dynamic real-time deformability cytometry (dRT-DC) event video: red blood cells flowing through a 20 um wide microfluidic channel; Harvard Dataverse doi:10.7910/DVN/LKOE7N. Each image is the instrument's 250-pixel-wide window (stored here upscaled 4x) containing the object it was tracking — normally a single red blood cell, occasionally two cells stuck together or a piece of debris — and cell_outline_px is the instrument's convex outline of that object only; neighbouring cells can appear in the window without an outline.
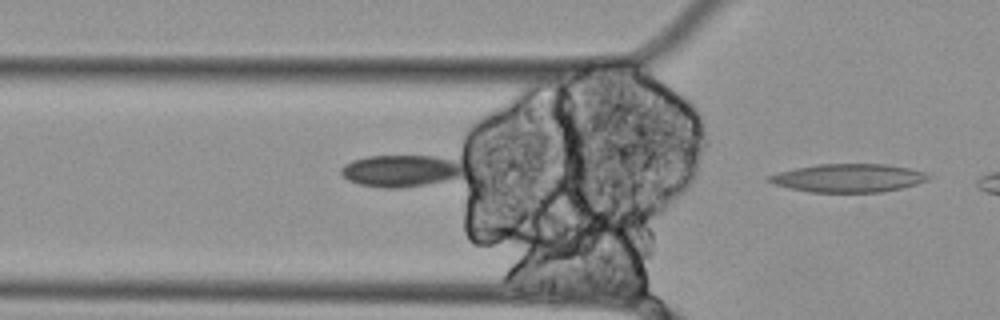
{"species": "Egyptian fruit bat (a non-hibernating species)", "species_latin": "Rousettus aegyptiacus", "temperature_condition": "cold", "stored_images_in_passage": 4, "segment_of_instrument_passage": [2, 2], "camera_frame_rate_fps": 3000, "um_per_image_px": 0.085, "animal": {"sex": "female"}, "frame": {"image": 1, "passage_image": 4, "time_ms": 1.0, "image_size_px": [1000, 320], "cell_outline_px": [[932, 176], [928, 180], [916, 184], [900, 188], [880, 192], [812, 192], [788, 188], [772, 184], [764, 180], [768, 176], [780, 172], [796, 168], [816, 164], [884, 164], [908, 168], [924, 172]], "centroid_in_image_um": [72.08, 15.13], "position_along_channel_um": 53.7, "area_um2": 26.24}}